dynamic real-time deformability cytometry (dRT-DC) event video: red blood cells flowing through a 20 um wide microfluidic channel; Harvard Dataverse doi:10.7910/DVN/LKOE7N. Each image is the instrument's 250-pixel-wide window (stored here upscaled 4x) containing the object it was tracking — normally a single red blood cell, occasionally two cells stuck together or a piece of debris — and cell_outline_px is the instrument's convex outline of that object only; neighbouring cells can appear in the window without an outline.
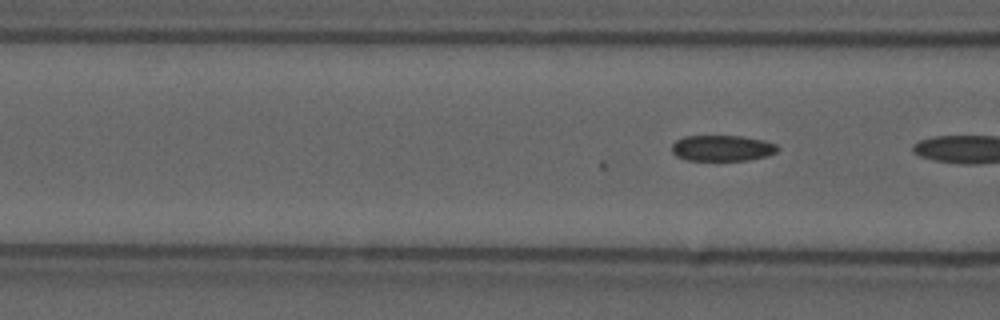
{"species": "common noctule bat (a hibernating species)", "species_latin": "Nyctalus noctula", "temperature_condition": "cold", "stored_images_in_passage": 21, "segment_of_instrument_passage": [2, 2], "camera_frame_rate_fps": 3000, "um_per_image_px": 0.085, "animal": {"sex": "male", "forearm_length_mm": 52.5}, "frame": {"image": 1, "passage_image": 19, "time_ms": 6.0, "image_size_px": [1000, 320], "cell_outline_px": [[780, 148], [776, 152], [768, 156], [748, 160], [688, 160], [676, 156], [672, 152], [672, 144], [676, 140], [684, 136], [740, 136], [764, 140], [776, 144]], "centroid_in_image_um": [61.4, 12.59], "position_along_channel_um": 105.2, "area_um2": 16.01}}